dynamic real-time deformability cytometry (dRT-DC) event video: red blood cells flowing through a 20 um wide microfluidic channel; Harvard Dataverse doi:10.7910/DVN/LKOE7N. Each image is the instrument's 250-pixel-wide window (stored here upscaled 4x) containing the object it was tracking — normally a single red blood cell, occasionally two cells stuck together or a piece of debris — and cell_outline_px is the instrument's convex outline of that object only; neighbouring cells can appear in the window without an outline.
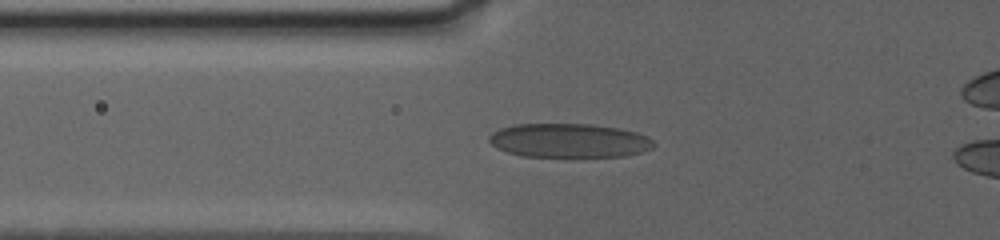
{"species": "human", "species_latin": "Homo sapiens", "temperature_condition": "warm", "stored_images_in_passage": 9, "camera_frame_rate_fps": 3000, "um_per_image_px": 0.085, "donor": {"sex": "female"}, "frame": {"image": 1, "passage_image": 8, "time_ms": 4.667, "image_size_px": [1000, 240], "cell_outline_px": [[656, 144], [652, 148], [640, 152], [624, 156], [524, 156], [508, 152], [496, 148], [488, 140], [488, 136], [492, 132], [500, 128], [512, 124], [592, 124], [620, 128], [636, 132], [648, 136]], "centroid_in_image_um": [48.36, 11.93], "position_along_channel_um": 77.4, "area_um2": 32.66}}